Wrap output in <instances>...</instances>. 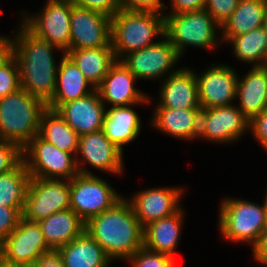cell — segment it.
<instances>
[{"mask_svg":"<svg viewBox=\"0 0 267 267\" xmlns=\"http://www.w3.org/2000/svg\"><path fill=\"white\" fill-rule=\"evenodd\" d=\"M185 188L156 187L138 191L131 199L135 216L144 228L149 223L176 213Z\"/></svg>","mask_w":267,"mask_h":267,"instance_id":"cell-16","label":"cell"},{"mask_svg":"<svg viewBox=\"0 0 267 267\" xmlns=\"http://www.w3.org/2000/svg\"><path fill=\"white\" fill-rule=\"evenodd\" d=\"M164 14L121 9L111 18V44L116 60L165 36Z\"/></svg>","mask_w":267,"mask_h":267,"instance_id":"cell-4","label":"cell"},{"mask_svg":"<svg viewBox=\"0 0 267 267\" xmlns=\"http://www.w3.org/2000/svg\"><path fill=\"white\" fill-rule=\"evenodd\" d=\"M23 160L34 178L71 180L79 174L73 153L58 149L39 135L23 149Z\"/></svg>","mask_w":267,"mask_h":267,"instance_id":"cell-7","label":"cell"},{"mask_svg":"<svg viewBox=\"0 0 267 267\" xmlns=\"http://www.w3.org/2000/svg\"><path fill=\"white\" fill-rule=\"evenodd\" d=\"M23 160V150L12 142L0 140V174L13 170Z\"/></svg>","mask_w":267,"mask_h":267,"instance_id":"cell-35","label":"cell"},{"mask_svg":"<svg viewBox=\"0 0 267 267\" xmlns=\"http://www.w3.org/2000/svg\"><path fill=\"white\" fill-rule=\"evenodd\" d=\"M267 33V1H266V9H265V14H264V21H263V26H262Z\"/></svg>","mask_w":267,"mask_h":267,"instance_id":"cell-48","label":"cell"},{"mask_svg":"<svg viewBox=\"0 0 267 267\" xmlns=\"http://www.w3.org/2000/svg\"><path fill=\"white\" fill-rule=\"evenodd\" d=\"M47 246L58 250L85 231V222L72 210L53 213L38 221Z\"/></svg>","mask_w":267,"mask_h":267,"instance_id":"cell-25","label":"cell"},{"mask_svg":"<svg viewBox=\"0 0 267 267\" xmlns=\"http://www.w3.org/2000/svg\"><path fill=\"white\" fill-rule=\"evenodd\" d=\"M61 56L58 63L55 94L47 103V108L55 111L61 105L83 98L95 89L66 54Z\"/></svg>","mask_w":267,"mask_h":267,"instance_id":"cell-21","label":"cell"},{"mask_svg":"<svg viewBox=\"0 0 267 267\" xmlns=\"http://www.w3.org/2000/svg\"><path fill=\"white\" fill-rule=\"evenodd\" d=\"M161 39L151 46L130 52L121 59L137 80H159L179 70H173V66L181 56L165 36Z\"/></svg>","mask_w":267,"mask_h":267,"instance_id":"cell-11","label":"cell"},{"mask_svg":"<svg viewBox=\"0 0 267 267\" xmlns=\"http://www.w3.org/2000/svg\"><path fill=\"white\" fill-rule=\"evenodd\" d=\"M267 0H239L232 15L222 24L221 41L228 42L263 26Z\"/></svg>","mask_w":267,"mask_h":267,"instance_id":"cell-27","label":"cell"},{"mask_svg":"<svg viewBox=\"0 0 267 267\" xmlns=\"http://www.w3.org/2000/svg\"><path fill=\"white\" fill-rule=\"evenodd\" d=\"M85 231L112 261L128 260L143 246V227L126 197L89 219Z\"/></svg>","mask_w":267,"mask_h":267,"instance_id":"cell-2","label":"cell"},{"mask_svg":"<svg viewBox=\"0 0 267 267\" xmlns=\"http://www.w3.org/2000/svg\"><path fill=\"white\" fill-rule=\"evenodd\" d=\"M24 207L0 206V243L18 226Z\"/></svg>","mask_w":267,"mask_h":267,"instance_id":"cell-36","label":"cell"},{"mask_svg":"<svg viewBox=\"0 0 267 267\" xmlns=\"http://www.w3.org/2000/svg\"><path fill=\"white\" fill-rule=\"evenodd\" d=\"M13 56V39L0 36V67Z\"/></svg>","mask_w":267,"mask_h":267,"instance_id":"cell-45","label":"cell"},{"mask_svg":"<svg viewBox=\"0 0 267 267\" xmlns=\"http://www.w3.org/2000/svg\"><path fill=\"white\" fill-rule=\"evenodd\" d=\"M164 16L165 37L181 57L187 46L203 49H214L218 46L219 35L216 34L221 25L206 9Z\"/></svg>","mask_w":267,"mask_h":267,"instance_id":"cell-5","label":"cell"},{"mask_svg":"<svg viewBox=\"0 0 267 267\" xmlns=\"http://www.w3.org/2000/svg\"><path fill=\"white\" fill-rule=\"evenodd\" d=\"M207 124L206 140L219 144L237 141L249 131V121L234 104L208 108Z\"/></svg>","mask_w":267,"mask_h":267,"instance_id":"cell-22","label":"cell"},{"mask_svg":"<svg viewBox=\"0 0 267 267\" xmlns=\"http://www.w3.org/2000/svg\"><path fill=\"white\" fill-rule=\"evenodd\" d=\"M106 108L94 89L83 98L61 105L56 111L81 136L102 130Z\"/></svg>","mask_w":267,"mask_h":267,"instance_id":"cell-18","label":"cell"},{"mask_svg":"<svg viewBox=\"0 0 267 267\" xmlns=\"http://www.w3.org/2000/svg\"><path fill=\"white\" fill-rule=\"evenodd\" d=\"M239 0H206L205 9L222 26L232 15Z\"/></svg>","mask_w":267,"mask_h":267,"instance_id":"cell-37","label":"cell"},{"mask_svg":"<svg viewBox=\"0 0 267 267\" xmlns=\"http://www.w3.org/2000/svg\"><path fill=\"white\" fill-rule=\"evenodd\" d=\"M78 155L82 158L79 159ZM76 163L79 174L93 175L85 169L84 164L87 163L98 170L110 172L113 175H122L124 169L123 151L112 143L102 130L87 133L79 136Z\"/></svg>","mask_w":267,"mask_h":267,"instance_id":"cell-12","label":"cell"},{"mask_svg":"<svg viewBox=\"0 0 267 267\" xmlns=\"http://www.w3.org/2000/svg\"><path fill=\"white\" fill-rule=\"evenodd\" d=\"M259 141V144L267 151V109H264L252 121L249 122V132Z\"/></svg>","mask_w":267,"mask_h":267,"instance_id":"cell-40","label":"cell"},{"mask_svg":"<svg viewBox=\"0 0 267 267\" xmlns=\"http://www.w3.org/2000/svg\"><path fill=\"white\" fill-rule=\"evenodd\" d=\"M19 28L12 38L21 88L47 104L55 94L58 64L54 50H62L36 36L22 22Z\"/></svg>","mask_w":267,"mask_h":267,"instance_id":"cell-1","label":"cell"},{"mask_svg":"<svg viewBox=\"0 0 267 267\" xmlns=\"http://www.w3.org/2000/svg\"><path fill=\"white\" fill-rule=\"evenodd\" d=\"M21 267H36L35 264L33 265H21Z\"/></svg>","mask_w":267,"mask_h":267,"instance_id":"cell-49","label":"cell"},{"mask_svg":"<svg viewBox=\"0 0 267 267\" xmlns=\"http://www.w3.org/2000/svg\"><path fill=\"white\" fill-rule=\"evenodd\" d=\"M76 6L100 12L112 18L121 10L120 0H72Z\"/></svg>","mask_w":267,"mask_h":267,"instance_id":"cell-38","label":"cell"},{"mask_svg":"<svg viewBox=\"0 0 267 267\" xmlns=\"http://www.w3.org/2000/svg\"><path fill=\"white\" fill-rule=\"evenodd\" d=\"M228 42L232 44L234 55L240 62L267 66V33L263 27L237 35Z\"/></svg>","mask_w":267,"mask_h":267,"instance_id":"cell-30","label":"cell"},{"mask_svg":"<svg viewBox=\"0 0 267 267\" xmlns=\"http://www.w3.org/2000/svg\"><path fill=\"white\" fill-rule=\"evenodd\" d=\"M160 86V102L156 107L172 109L198 108L197 78L189 68H179L167 75Z\"/></svg>","mask_w":267,"mask_h":267,"instance_id":"cell-19","label":"cell"},{"mask_svg":"<svg viewBox=\"0 0 267 267\" xmlns=\"http://www.w3.org/2000/svg\"><path fill=\"white\" fill-rule=\"evenodd\" d=\"M38 222L21 217L18 226L0 243V256L20 265H33L50 251Z\"/></svg>","mask_w":267,"mask_h":267,"instance_id":"cell-13","label":"cell"},{"mask_svg":"<svg viewBox=\"0 0 267 267\" xmlns=\"http://www.w3.org/2000/svg\"><path fill=\"white\" fill-rule=\"evenodd\" d=\"M184 219L181 207L176 213L149 223L143 228V246L175 257Z\"/></svg>","mask_w":267,"mask_h":267,"instance_id":"cell-23","label":"cell"},{"mask_svg":"<svg viewBox=\"0 0 267 267\" xmlns=\"http://www.w3.org/2000/svg\"><path fill=\"white\" fill-rule=\"evenodd\" d=\"M41 10L33 16L28 11H22V23L36 36L57 46L65 54L70 49L72 0H47Z\"/></svg>","mask_w":267,"mask_h":267,"instance_id":"cell-9","label":"cell"},{"mask_svg":"<svg viewBox=\"0 0 267 267\" xmlns=\"http://www.w3.org/2000/svg\"><path fill=\"white\" fill-rule=\"evenodd\" d=\"M30 179L24 160L13 170L0 174V206L24 207Z\"/></svg>","mask_w":267,"mask_h":267,"instance_id":"cell-32","label":"cell"},{"mask_svg":"<svg viewBox=\"0 0 267 267\" xmlns=\"http://www.w3.org/2000/svg\"><path fill=\"white\" fill-rule=\"evenodd\" d=\"M161 0H120L121 8L133 11H149L164 14L168 8ZM163 12V13H162Z\"/></svg>","mask_w":267,"mask_h":267,"instance_id":"cell-39","label":"cell"},{"mask_svg":"<svg viewBox=\"0 0 267 267\" xmlns=\"http://www.w3.org/2000/svg\"><path fill=\"white\" fill-rule=\"evenodd\" d=\"M266 193H267V191H266ZM262 204H264V207H265V226L267 229V194H266V197L264 198Z\"/></svg>","mask_w":267,"mask_h":267,"instance_id":"cell-47","label":"cell"},{"mask_svg":"<svg viewBox=\"0 0 267 267\" xmlns=\"http://www.w3.org/2000/svg\"><path fill=\"white\" fill-rule=\"evenodd\" d=\"M65 54L95 88L116 61L112 47L69 49Z\"/></svg>","mask_w":267,"mask_h":267,"instance_id":"cell-28","label":"cell"},{"mask_svg":"<svg viewBox=\"0 0 267 267\" xmlns=\"http://www.w3.org/2000/svg\"><path fill=\"white\" fill-rule=\"evenodd\" d=\"M195 109L156 107L151 125L172 137L189 141Z\"/></svg>","mask_w":267,"mask_h":267,"instance_id":"cell-31","label":"cell"},{"mask_svg":"<svg viewBox=\"0 0 267 267\" xmlns=\"http://www.w3.org/2000/svg\"><path fill=\"white\" fill-rule=\"evenodd\" d=\"M236 98L237 107L249 122L267 109V66H252L241 79L238 77Z\"/></svg>","mask_w":267,"mask_h":267,"instance_id":"cell-20","label":"cell"},{"mask_svg":"<svg viewBox=\"0 0 267 267\" xmlns=\"http://www.w3.org/2000/svg\"><path fill=\"white\" fill-rule=\"evenodd\" d=\"M58 251L65 267H109L112 261L86 231Z\"/></svg>","mask_w":267,"mask_h":267,"instance_id":"cell-26","label":"cell"},{"mask_svg":"<svg viewBox=\"0 0 267 267\" xmlns=\"http://www.w3.org/2000/svg\"><path fill=\"white\" fill-rule=\"evenodd\" d=\"M127 261L132 267H175V258L142 246Z\"/></svg>","mask_w":267,"mask_h":267,"instance_id":"cell-33","label":"cell"},{"mask_svg":"<svg viewBox=\"0 0 267 267\" xmlns=\"http://www.w3.org/2000/svg\"><path fill=\"white\" fill-rule=\"evenodd\" d=\"M38 135L58 149L73 153L78 151L79 135L55 110L46 108L42 113Z\"/></svg>","mask_w":267,"mask_h":267,"instance_id":"cell-29","label":"cell"},{"mask_svg":"<svg viewBox=\"0 0 267 267\" xmlns=\"http://www.w3.org/2000/svg\"><path fill=\"white\" fill-rule=\"evenodd\" d=\"M112 47L111 18L72 3L70 49Z\"/></svg>","mask_w":267,"mask_h":267,"instance_id":"cell-14","label":"cell"},{"mask_svg":"<svg viewBox=\"0 0 267 267\" xmlns=\"http://www.w3.org/2000/svg\"><path fill=\"white\" fill-rule=\"evenodd\" d=\"M205 1L206 0H171L170 7L172 11L171 13H167L164 15L182 14L205 9Z\"/></svg>","mask_w":267,"mask_h":267,"instance_id":"cell-42","label":"cell"},{"mask_svg":"<svg viewBox=\"0 0 267 267\" xmlns=\"http://www.w3.org/2000/svg\"><path fill=\"white\" fill-rule=\"evenodd\" d=\"M0 267H21V265L6 261L0 256Z\"/></svg>","mask_w":267,"mask_h":267,"instance_id":"cell-46","label":"cell"},{"mask_svg":"<svg viewBox=\"0 0 267 267\" xmlns=\"http://www.w3.org/2000/svg\"><path fill=\"white\" fill-rule=\"evenodd\" d=\"M208 108L199 106L195 109L194 121L190 130V140L197 138L206 139V129L208 127Z\"/></svg>","mask_w":267,"mask_h":267,"instance_id":"cell-41","label":"cell"},{"mask_svg":"<svg viewBox=\"0 0 267 267\" xmlns=\"http://www.w3.org/2000/svg\"><path fill=\"white\" fill-rule=\"evenodd\" d=\"M47 104L20 88L0 98V140L17 144L22 150L39 133Z\"/></svg>","mask_w":267,"mask_h":267,"instance_id":"cell-3","label":"cell"},{"mask_svg":"<svg viewBox=\"0 0 267 267\" xmlns=\"http://www.w3.org/2000/svg\"><path fill=\"white\" fill-rule=\"evenodd\" d=\"M219 208L220 234L226 241L246 242L253 248L265 226V207L236 198H224Z\"/></svg>","mask_w":267,"mask_h":267,"instance_id":"cell-6","label":"cell"},{"mask_svg":"<svg viewBox=\"0 0 267 267\" xmlns=\"http://www.w3.org/2000/svg\"><path fill=\"white\" fill-rule=\"evenodd\" d=\"M124 196L96 175L78 174L70 180V209L85 223L112 208Z\"/></svg>","mask_w":267,"mask_h":267,"instance_id":"cell-8","label":"cell"},{"mask_svg":"<svg viewBox=\"0 0 267 267\" xmlns=\"http://www.w3.org/2000/svg\"><path fill=\"white\" fill-rule=\"evenodd\" d=\"M70 209V180L31 177L22 217L38 222Z\"/></svg>","mask_w":267,"mask_h":267,"instance_id":"cell-10","label":"cell"},{"mask_svg":"<svg viewBox=\"0 0 267 267\" xmlns=\"http://www.w3.org/2000/svg\"><path fill=\"white\" fill-rule=\"evenodd\" d=\"M20 88L19 68L16 58L12 56L0 67V98L16 92Z\"/></svg>","mask_w":267,"mask_h":267,"instance_id":"cell-34","label":"cell"},{"mask_svg":"<svg viewBox=\"0 0 267 267\" xmlns=\"http://www.w3.org/2000/svg\"><path fill=\"white\" fill-rule=\"evenodd\" d=\"M36 267H65L63 258L58 250H50L38 257Z\"/></svg>","mask_w":267,"mask_h":267,"instance_id":"cell-43","label":"cell"},{"mask_svg":"<svg viewBox=\"0 0 267 267\" xmlns=\"http://www.w3.org/2000/svg\"><path fill=\"white\" fill-rule=\"evenodd\" d=\"M131 104L106 109L102 131L105 136L122 151L123 146L130 144L140 134L141 119Z\"/></svg>","mask_w":267,"mask_h":267,"instance_id":"cell-24","label":"cell"},{"mask_svg":"<svg viewBox=\"0 0 267 267\" xmlns=\"http://www.w3.org/2000/svg\"><path fill=\"white\" fill-rule=\"evenodd\" d=\"M198 101L205 108L233 104L236 100V87L239 75L234 68L216 64L201 74H196Z\"/></svg>","mask_w":267,"mask_h":267,"instance_id":"cell-15","label":"cell"},{"mask_svg":"<svg viewBox=\"0 0 267 267\" xmlns=\"http://www.w3.org/2000/svg\"><path fill=\"white\" fill-rule=\"evenodd\" d=\"M254 260L261 265L267 266V229H265L259 238L257 244L252 248Z\"/></svg>","mask_w":267,"mask_h":267,"instance_id":"cell-44","label":"cell"},{"mask_svg":"<svg viewBox=\"0 0 267 267\" xmlns=\"http://www.w3.org/2000/svg\"><path fill=\"white\" fill-rule=\"evenodd\" d=\"M136 79L121 60H116L95 89L104 105L117 107L151 102L147 94L134 86Z\"/></svg>","mask_w":267,"mask_h":267,"instance_id":"cell-17","label":"cell"}]
</instances>
